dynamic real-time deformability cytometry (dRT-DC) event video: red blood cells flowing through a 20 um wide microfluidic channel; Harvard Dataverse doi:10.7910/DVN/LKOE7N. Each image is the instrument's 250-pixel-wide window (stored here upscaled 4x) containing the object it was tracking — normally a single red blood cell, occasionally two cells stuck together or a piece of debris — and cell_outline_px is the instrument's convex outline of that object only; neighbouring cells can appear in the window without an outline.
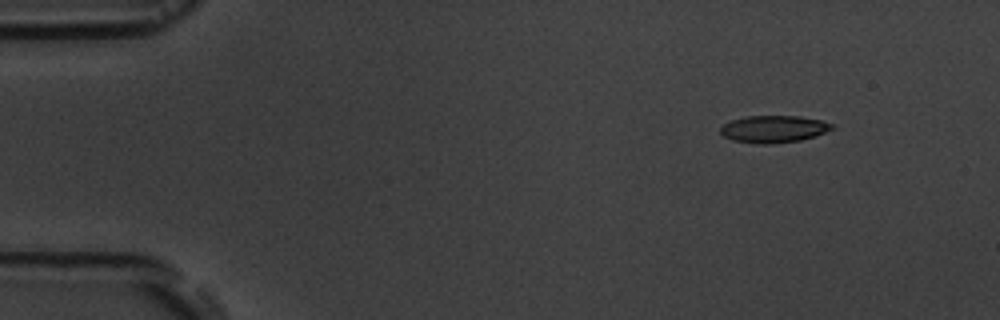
{"species": "common noctule bat (a hibernating species)", "species_latin": "Nyctalus noctula", "temperature_condition": "room temperature", "stored_images_in_passage": 6, "camera_frame_rate_fps": 3000, "um_per_image_px": 0.085, "animal": {"sex": "male", "body_mass_g": 19.5, "forearm_length_mm": 54.6}, "frame": {"image": 1, "passage_image": 2, "time_ms": 2.0, "image_size_px": [1000, 320], "cell_outline_px": [[836, 128], [816, 136], [800, 140], [768, 144], [760, 144], [732, 140], [724, 136], [720, 132], [720, 128], [724, 124], [732, 120], [744, 116], [800, 116], [820, 120], [832, 124]], "centroid_in_image_um": [65.77, 10.96], "position_along_channel_um": 19.2, "area_um2": 17.63}}
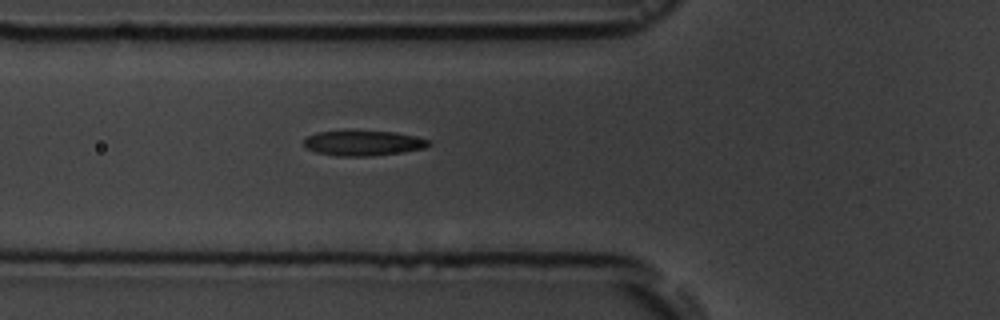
{"frame": {"image": 2, "passage_image": 6, "time_ms": 6.667, "image_size_px": [1000, 320], "cell_outline_px": [[432, 144], [424, 148], [404, 152], [372, 156], [340, 156], [316, 152], [308, 148], [304, 144], [304, 140], [308, 136], [316, 132], [344, 128], [396, 132], [416, 136], [428, 140]], "centroid_in_image_um": [30.86, 12.11], "position_along_channel_um": 94.9, "area_um2": 19.07}}